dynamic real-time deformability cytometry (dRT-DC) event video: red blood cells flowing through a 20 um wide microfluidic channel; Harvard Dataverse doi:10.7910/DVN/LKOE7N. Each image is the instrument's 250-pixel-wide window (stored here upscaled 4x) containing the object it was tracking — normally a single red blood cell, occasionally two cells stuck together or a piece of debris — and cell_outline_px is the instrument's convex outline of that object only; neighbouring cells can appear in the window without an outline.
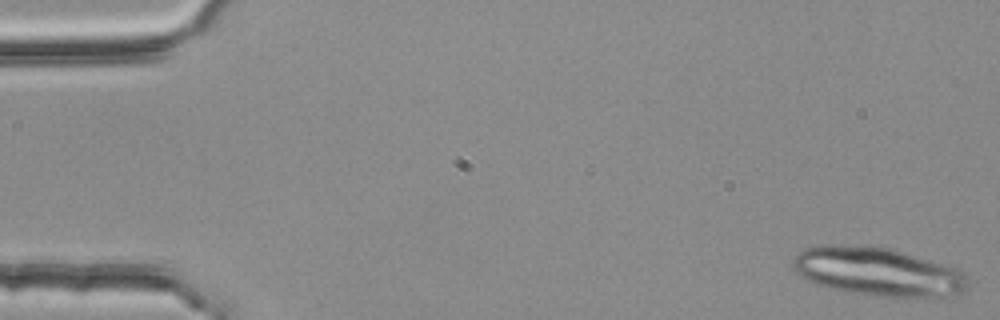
{"species": "common noctule bat (a hibernating species)", "species_latin": "Nyctalus noctula", "temperature_condition": "room temperature", "stored_images_in_passage": 6, "camera_frame_rate_fps": 3000, "um_per_image_px": 0.085, "animal": {"sex": "female", "body_mass_g": 25.1}, "frame": {"image": 1, "passage_image": 1, "time_ms": 0.0, "image_size_px": [1000, 320], "cell_outline_px": [[968, 288], [960, 292], [928, 300], [876, 296], [844, 292], [828, 288], [816, 284], [800, 276], [796, 272], [792, 264], [792, 260], [804, 248], [824, 244], [832, 244], [888, 248], [956, 268], [964, 272]], "centroid_in_image_um": [74.6, 23.14], "position_along_channel_um": 10.4, "area_um2": 49.82}}